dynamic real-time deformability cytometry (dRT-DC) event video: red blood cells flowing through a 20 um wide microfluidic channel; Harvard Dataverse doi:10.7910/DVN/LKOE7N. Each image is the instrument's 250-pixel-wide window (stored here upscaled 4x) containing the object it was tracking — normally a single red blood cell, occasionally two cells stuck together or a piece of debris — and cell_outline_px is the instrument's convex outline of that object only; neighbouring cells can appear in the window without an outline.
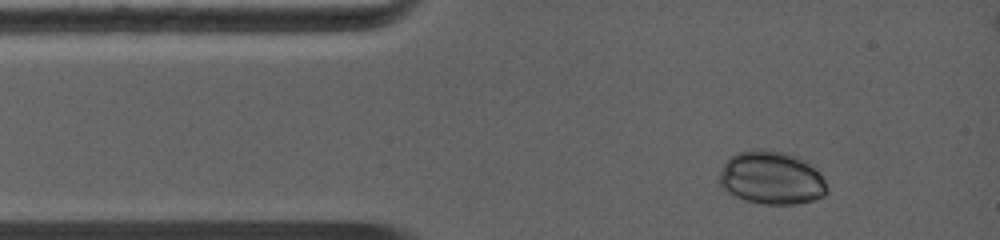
{"species": "common noctule bat (a hibernating species)", "species_latin": "Nyctalus noctula", "temperature_condition": "warm", "stored_images_in_passage": 55, "camera_frame_rate_fps": 5000, "um_per_image_px": 0.085, "animal": {"sex": "female", "body_mass_g": 19.0, "forearm_length_mm": 56.7}, "frame": {"image": 1, "passage_image": 7, "time_ms": 1.2, "image_size_px": [1000, 240], "cell_outline_px": [[824, 196], [812, 200], [796, 204], [764, 204], [744, 200], [720, 188], [720, 172], [724, 164], [736, 152], [752, 148], [772, 148], [792, 152], [808, 164], [824, 180]], "centroid_in_image_um": [65.51, 15.08], "position_along_channel_um": 19.5, "area_um2": 33.41}}
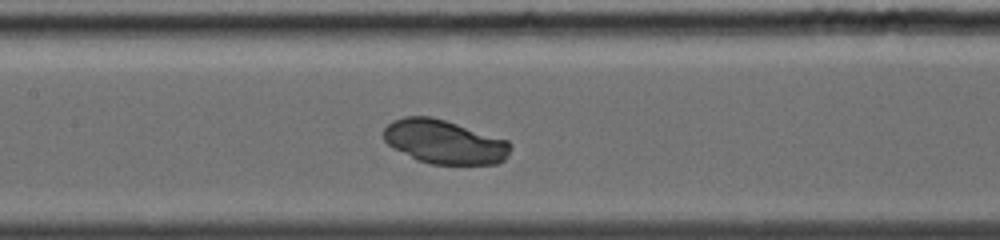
{"frame": {"image": 2, "passage_image": 28, "time_ms": 5.4, "image_size_px": [1000, 240], "cell_outline_px": [[512, 148], [508, 156], [500, 164], [428, 164], [416, 160], [388, 144], [384, 140], [384, 128], [388, 124], [404, 116], [428, 116], [444, 120], [508, 140]], "centroid_in_image_um": [37.8, 12.07], "position_along_channel_um": 169.6, "area_um2": 32.31}}
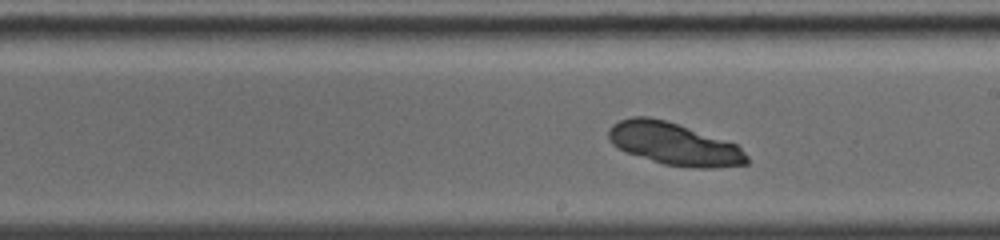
{"frame": {"image": 3, "passage_image": 35, "time_ms": 6.8, "image_size_px": [1000, 240], "cell_outline_px": [[748, 164], [716, 168], [696, 168], [664, 164], [628, 152], [612, 144], [608, 136], [608, 128], [612, 124], [620, 120], [632, 116], [648, 116], [664, 120], [736, 144], [748, 156]], "centroid_in_image_um": [57.29, 12.23], "position_along_channel_um": 231.7, "area_um2": 33.64}}